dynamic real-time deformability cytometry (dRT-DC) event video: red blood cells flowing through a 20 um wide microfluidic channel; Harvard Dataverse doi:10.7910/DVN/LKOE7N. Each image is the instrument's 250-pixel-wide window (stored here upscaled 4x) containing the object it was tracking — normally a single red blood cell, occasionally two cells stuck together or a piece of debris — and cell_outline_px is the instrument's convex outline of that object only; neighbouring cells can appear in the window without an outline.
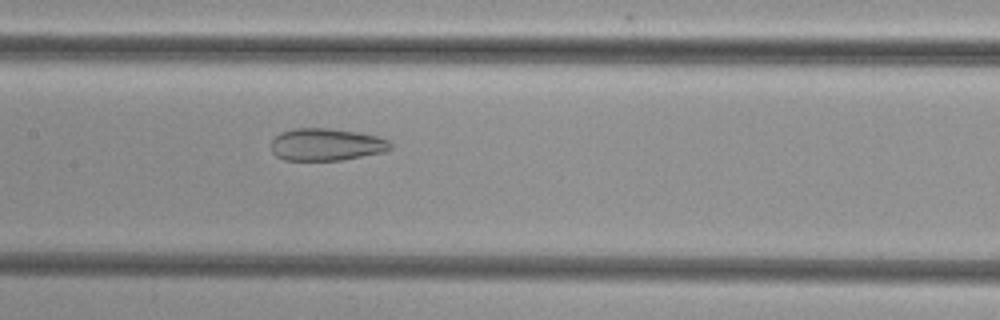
{"species": "common noctule bat (a hibernating species)", "species_latin": "Nyctalus noctula", "temperature_condition": "cold", "stored_images_in_passage": 52, "camera_frame_rate_fps": 3000, "um_per_image_px": 0.085, "animal": {"sex": "female", "body_mass_g": 29.2, "forearm_length_mm": 56.3}, "frame": {"image": 1, "passage_image": 26, "time_ms": 8.333, "image_size_px": [1000, 320], "cell_outline_px": [[392, 148], [384, 152], [340, 160], [284, 160], [276, 156], [272, 152], [272, 140], [280, 132], [292, 128], [328, 128], [360, 132], [380, 136], [388, 140], [392, 144]], "centroid_in_image_um": [27.75, 12.27], "position_along_channel_um": 179.6, "area_um2": 22.66}}
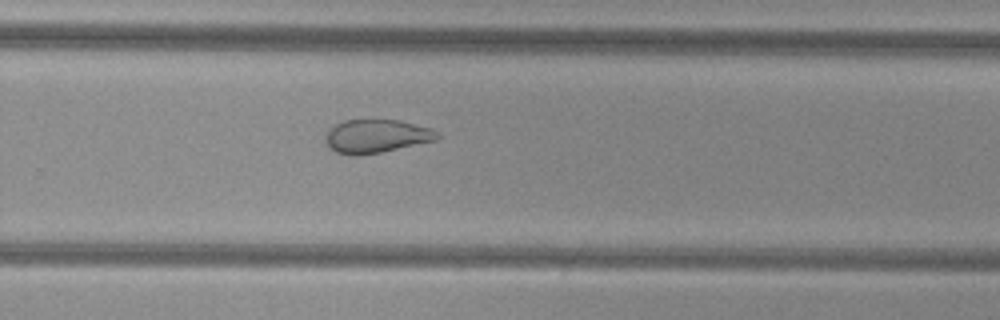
{"frame": {"image": 2, "passage_image": 35, "time_ms": 11.333, "image_size_px": [1000, 320], "cell_outline_px": [[440, 136], [436, 140], [380, 152], [356, 156], [352, 156], [336, 152], [328, 148], [324, 140], [328, 132], [336, 124], [344, 120], [372, 116], [400, 120], [432, 128], [440, 132]], "centroid_in_image_um": [31.99, 11.52], "position_along_channel_um": 297.8, "area_um2": 22.6}}
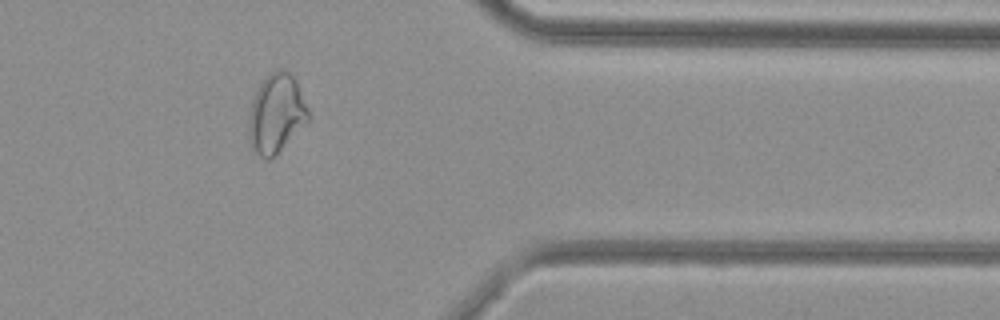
{"frame": {"image": 3, "passage_image": 43, "time_ms": 14.0, "image_size_px": [1000, 320], "cell_outline_px": [[308, 120], [276, 156], [268, 160], [252, 152], [248, 140], [248, 128], [252, 100], [260, 84], [276, 68], [288, 68], [292, 72], [296, 80], [308, 108]], "centroid_in_image_um": [23.47, 9.66], "position_along_channel_um": 387.9, "area_um2": 27.63}}